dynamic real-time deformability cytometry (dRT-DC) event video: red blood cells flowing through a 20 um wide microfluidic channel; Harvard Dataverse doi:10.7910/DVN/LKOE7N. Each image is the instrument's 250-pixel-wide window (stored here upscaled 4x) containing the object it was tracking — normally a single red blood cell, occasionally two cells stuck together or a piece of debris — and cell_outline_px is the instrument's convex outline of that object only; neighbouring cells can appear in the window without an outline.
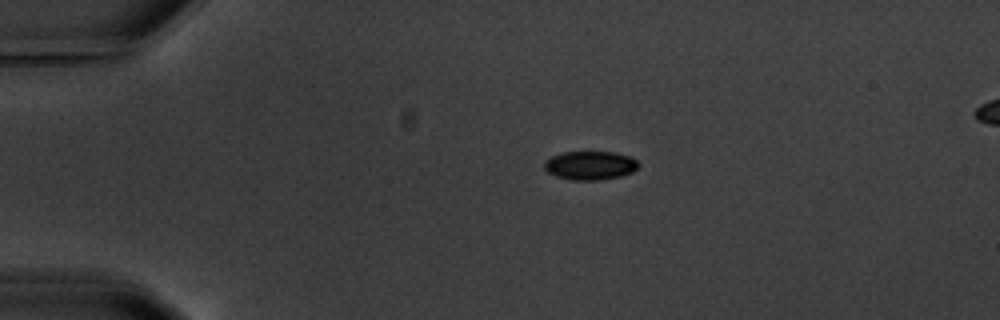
{"species": "common noctule bat (a hibernating species)", "species_latin": "Nyctalus noctula", "temperature_condition": "warm", "stored_images_in_passage": 4, "camera_frame_rate_fps": 3000, "um_per_image_px": 0.085, "animal": {"sex": "male", "body_mass_g": 20.1, "forearm_length_mm": 53.5}, "frame": {"image": 1, "passage_image": 1, "time_ms": 0.0, "image_size_px": [1000, 320], "cell_outline_px": [[640, 164], [632, 172], [620, 176], [596, 180], [572, 180], [556, 176], [548, 172], [544, 168], [544, 164], [552, 156], [560, 152], [612, 152], [632, 156]], "centroid_in_image_um": [50.18, 14.05], "position_along_channel_um": 34.8, "area_um2": 15.66}}
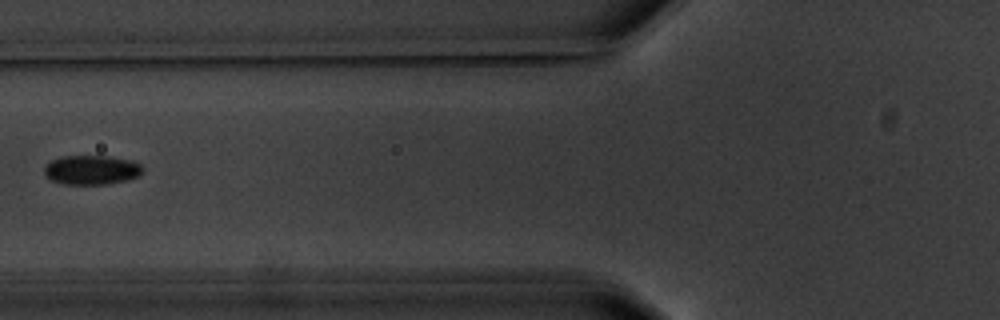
{"frame": {"image": 2, "passage_image": 4, "time_ms": 3.667, "image_size_px": [1000, 320], "cell_outline_px": [[144, 168], [136, 176], [128, 180], [104, 184], [64, 184], [52, 180], [44, 172], [44, 168], [52, 160], [64, 156], [108, 156], [132, 160], [140, 164]], "centroid_in_image_um": [7.8, 14.44], "position_along_channel_um": 118.0, "area_um2": 16.59}}